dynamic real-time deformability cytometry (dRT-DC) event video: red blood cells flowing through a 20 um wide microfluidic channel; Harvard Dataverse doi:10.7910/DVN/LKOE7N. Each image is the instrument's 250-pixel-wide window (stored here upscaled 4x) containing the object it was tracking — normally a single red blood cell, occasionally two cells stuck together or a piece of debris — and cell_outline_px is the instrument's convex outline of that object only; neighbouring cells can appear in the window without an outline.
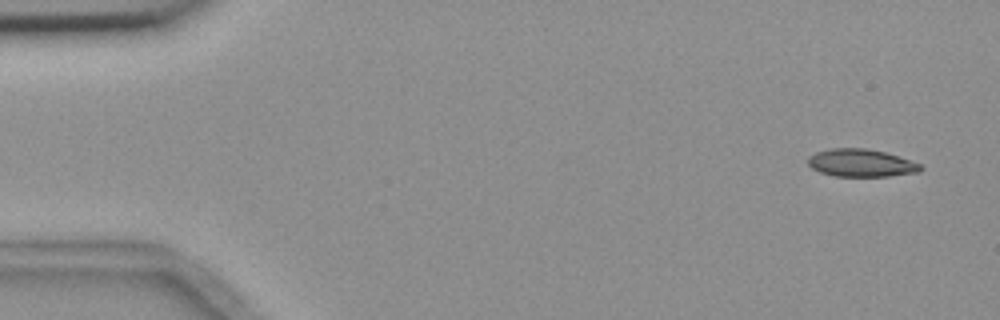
{"species": "common noctule bat (a hibernating species)", "species_latin": "Nyctalus noctula", "temperature_condition": "room temperature", "stored_images_in_passage": 5, "camera_frame_rate_fps": 3000, "um_per_image_px": 0.085, "animal": {"sex": "female", "body_mass_g": 18.4}, "frame": {"image": 1, "passage_image": 1, "time_ms": 0.0, "image_size_px": [1000, 320], "cell_outline_px": [[924, 168], [916, 172], [888, 176], [832, 176], [820, 172], [812, 168], [808, 164], [808, 156], [816, 152], [832, 148], [864, 148], [884, 152], [920, 164]], "centroid_in_image_um": [73.13, 13.85], "position_along_channel_um": 11.9, "area_um2": 17.92}}
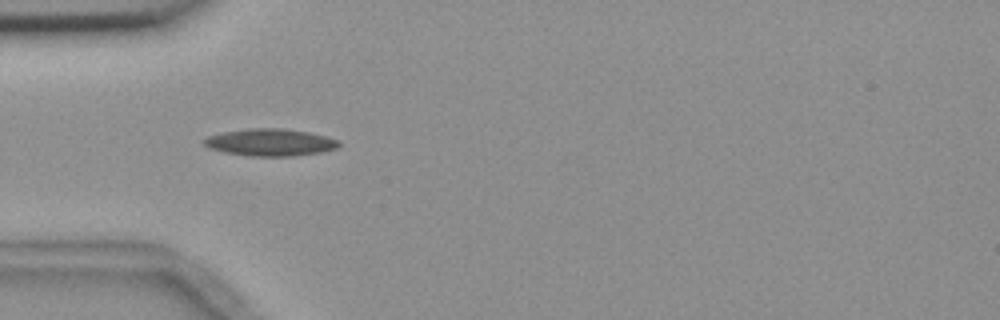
{"frame": {"image": 2, "passage_image": 5, "time_ms": 4.667, "image_size_px": [1000, 320], "cell_outline_px": [[340, 144], [336, 148], [320, 152], [292, 156], [248, 156], [224, 152], [208, 148], [204, 144], [204, 140], [208, 136], [220, 132], [248, 128], [284, 128], [308, 132], [328, 136], [336, 140]], "centroid_in_image_um": [22.93, 12.09], "position_along_channel_um": 62.1, "area_um2": 21.39}}